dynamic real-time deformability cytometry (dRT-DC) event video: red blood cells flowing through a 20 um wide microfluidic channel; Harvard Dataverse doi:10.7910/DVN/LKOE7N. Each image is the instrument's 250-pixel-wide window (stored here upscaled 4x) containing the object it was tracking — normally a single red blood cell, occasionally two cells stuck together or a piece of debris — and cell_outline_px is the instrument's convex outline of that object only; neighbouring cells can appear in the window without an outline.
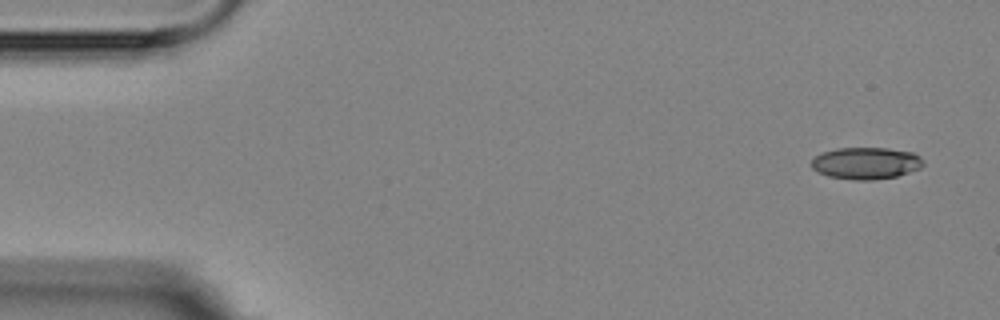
{"species": "Egyptian fruit bat (a non-hibernating species)", "species_latin": "Rousettus aegyptiacus", "temperature_condition": "room temperature", "stored_images_in_passage": 4, "camera_frame_rate_fps": 3000, "um_per_image_px": 0.085, "animal": {"sex": "female"}, "frame": {"image": 1, "passage_image": 1, "time_ms": 0.0, "image_size_px": [1000, 320], "cell_outline_px": [[924, 164], [920, 168], [896, 176], [872, 180], [852, 180], [828, 176], [816, 172], [812, 168], [812, 160], [816, 156], [824, 152], [836, 148], [888, 148], [912, 152], [920, 156], [924, 160]], "centroid_in_image_um": [73.61, 13.87], "position_along_channel_um": 11.4, "area_um2": 20.81}}
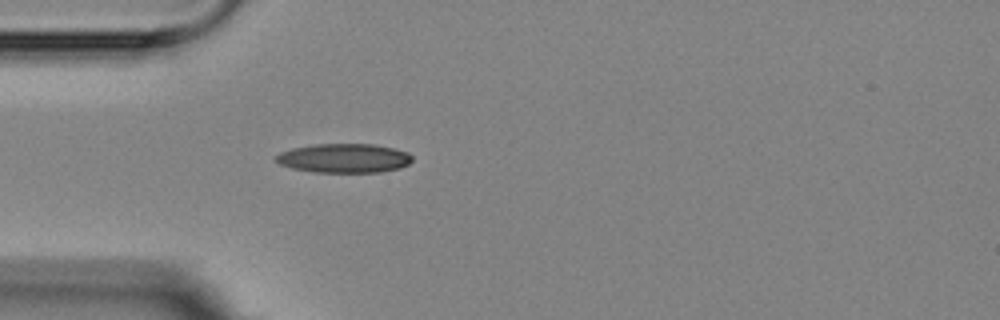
{"frame": {"image": 2, "passage_image": 4, "time_ms": 4.333, "image_size_px": [1000, 320], "cell_outline_px": [[412, 160], [408, 164], [400, 168], [380, 172], [316, 172], [292, 168], [280, 164], [276, 160], [276, 156], [280, 152], [292, 148], [316, 144], [376, 144], [408, 152], [412, 156]], "centroid_in_image_um": [29.27, 13.44], "position_along_channel_um": 55.7, "area_um2": 23.06}}